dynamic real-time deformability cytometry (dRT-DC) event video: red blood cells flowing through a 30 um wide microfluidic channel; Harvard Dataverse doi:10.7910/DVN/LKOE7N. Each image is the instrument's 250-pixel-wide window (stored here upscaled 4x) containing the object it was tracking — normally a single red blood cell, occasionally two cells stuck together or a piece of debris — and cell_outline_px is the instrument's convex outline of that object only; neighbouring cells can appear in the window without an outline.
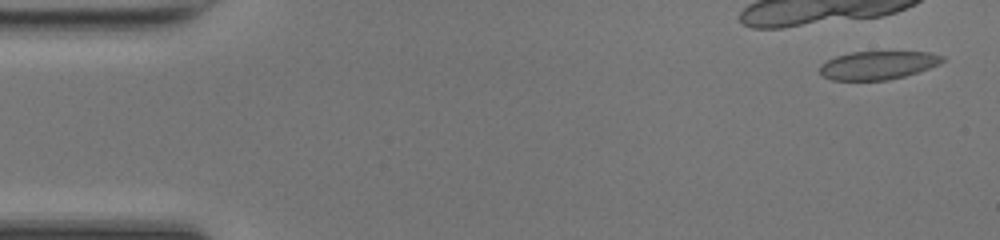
{"species": "common noctule bat (a hibernating species)", "species_latin": "Nyctalus noctula", "temperature_condition": "room temperature", "stored_images_in_passage": 7, "camera_frame_rate_fps": 3000, "um_per_image_px": 0.085, "animal": {"sex": "female", "body_mass_g": 17.0, "forearm_length_mm": 48.0}, "frame": {"image": 1, "passage_image": 2, "time_ms": 0.333, "image_size_px": [1000, 240], "cell_outline_px": [[944, 60], [940, 64], [904, 76], [888, 80], [832, 80], [824, 76], [820, 72], [820, 64], [836, 56], [852, 52], [928, 52], [944, 56]], "centroid_in_image_um": [74.61, 5.54], "position_along_channel_um": 10.4, "area_um2": 20.06}}